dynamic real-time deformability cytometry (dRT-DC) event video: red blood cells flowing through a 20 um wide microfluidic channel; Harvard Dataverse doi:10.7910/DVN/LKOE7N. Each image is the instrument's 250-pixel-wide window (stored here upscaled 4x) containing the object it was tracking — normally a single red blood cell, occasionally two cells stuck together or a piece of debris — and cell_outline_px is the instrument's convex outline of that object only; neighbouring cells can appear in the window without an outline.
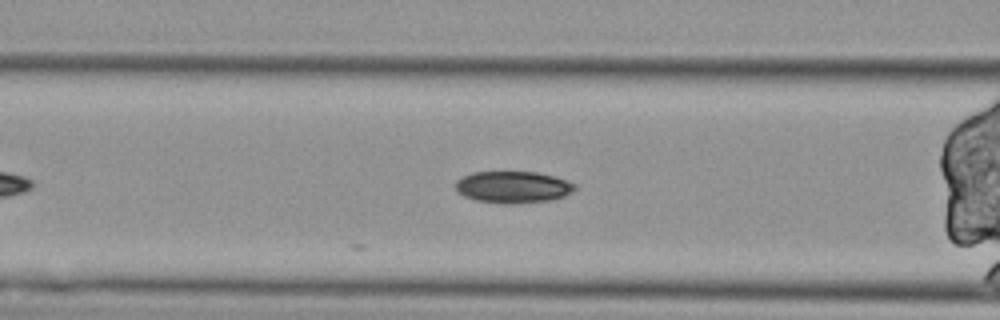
{"species": "Egyptian fruit bat (a non-hibernating species)", "species_latin": "Rousettus aegyptiacus", "temperature_condition": "cold", "stored_images_in_passage": 4, "camera_frame_rate_fps": 3000, "um_per_image_px": 0.085, "animal": {"sex": "female"}, "frame": {"image": 1, "passage_image": 4, "time_ms": 1.0, "image_size_px": [1000, 320], "cell_outline_px": [[576, 188], [564, 196], [548, 200], [508, 204], [504, 204], [476, 200], [464, 196], [456, 192], [456, 180], [472, 172], [536, 172], [556, 176], [576, 184]], "centroid_in_image_um": [43.59, 15.89], "position_along_channel_um": 123.0, "area_um2": 22.02}}